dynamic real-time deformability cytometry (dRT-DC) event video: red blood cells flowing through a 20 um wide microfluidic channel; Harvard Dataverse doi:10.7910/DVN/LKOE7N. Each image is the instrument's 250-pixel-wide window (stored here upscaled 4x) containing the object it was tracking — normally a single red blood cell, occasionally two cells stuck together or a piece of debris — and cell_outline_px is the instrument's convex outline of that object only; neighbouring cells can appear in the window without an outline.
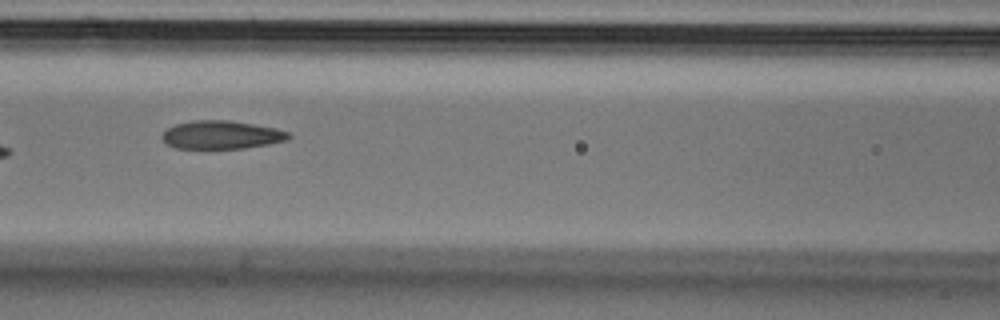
{"species": "Egyptian fruit bat (a non-hibernating species)", "species_latin": "Rousettus aegyptiacus", "temperature_condition": "cold", "stored_images_in_passage": 6, "camera_frame_rate_fps": 3000, "um_per_image_px": 0.085, "animal": {"sex": "male"}, "frame": {"image": 1, "passage_image": 6, "time_ms": 1.667, "image_size_px": [1000, 320], "cell_outline_px": [[292, 136], [288, 140], [268, 144], [244, 148], [172, 148], [160, 136], [168, 128], [176, 124], [192, 120], [228, 120], [276, 128], [288, 132]], "centroid_in_image_um": [18.83, 11.46], "position_along_channel_um": 147.8, "area_um2": 20.75}}